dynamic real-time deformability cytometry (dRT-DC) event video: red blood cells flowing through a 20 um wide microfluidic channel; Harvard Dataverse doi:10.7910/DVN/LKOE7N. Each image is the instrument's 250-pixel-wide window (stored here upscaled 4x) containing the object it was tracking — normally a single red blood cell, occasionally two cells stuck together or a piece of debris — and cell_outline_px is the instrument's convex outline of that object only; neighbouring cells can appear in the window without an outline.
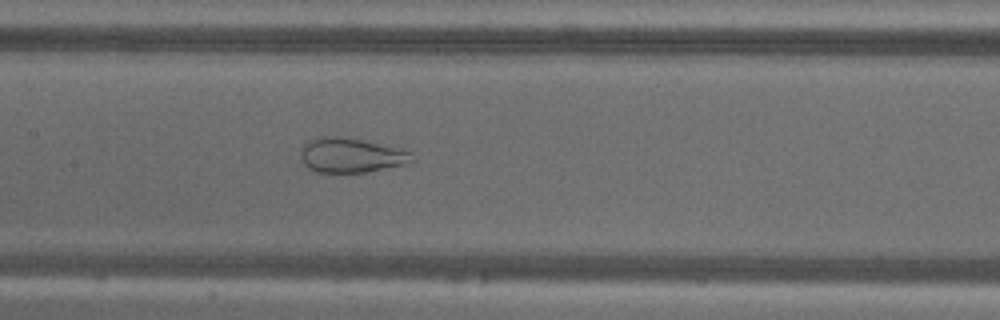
{"species": "common noctule bat (a hibernating species)", "species_latin": "Nyctalus noctula", "temperature_condition": "warm", "stored_images_in_passage": 50, "camera_frame_rate_fps": 3000, "um_per_image_px": 0.085, "animal": {"sex": "male", "body_mass_g": 18.8}, "frame": {"image": 1, "passage_image": 21, "time_ms": 6.667, "image_size_px": [1000, 320], "cell_outline_px": [[416, 160], [404, 164], [364, 172], [316, 172], [308, 168], [304, 164], [300, 148], [304, 144], [320, 136], [344, 136], [400, 148], [408, 152]], "centroid_in_image_um": [29.82, 13.19], "position_along_channel_um": 177.6, "area_um2": 22.25}}
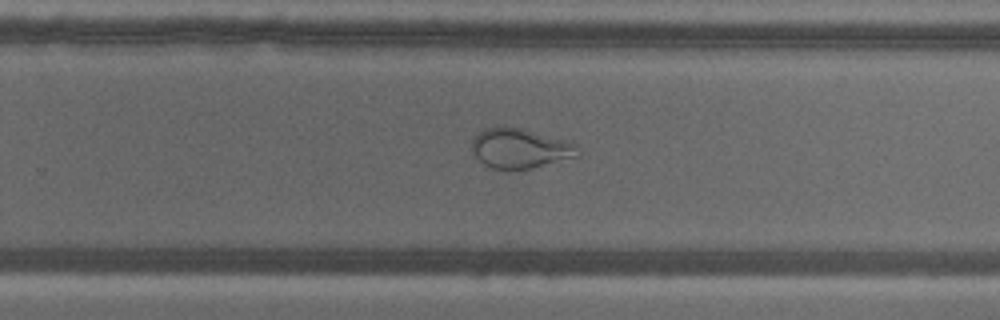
{"frame": {"image": 2, "passage_image": 30, "time_ms": 9.667, "image_size_px": [1000, 320], "cell_outline_px": [[580, 156], [532, 168], [492, 168], [484, 164], [472, 152], [472, 136], [484, 128], [504, 124], [524, 128], [572, 140], [576, 144], [580, 152]], "centroid_in_image_um": [44.24, 12.55], "position_along_channel_um": 285.6, "area_um2": 25.32}}
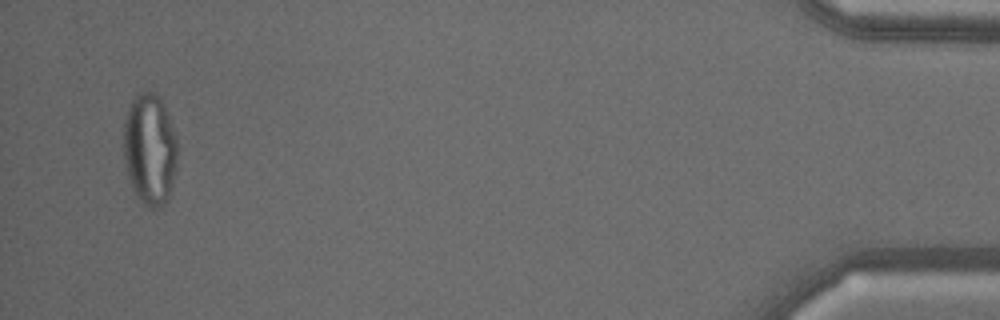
{"frame": {"image": 3, "passage_image": 48, "time_ms": 15.667, "image_size_px": [1000, 320], "cell_outline_px": [[176, 172], [168, 200], [160, 208], [148, 208], [140, 204], [132, 188], [128, 176], [124, 160], [124, 120], [128, 108], [136, 92], [148, 88], [156, 92], [160, 96], [176, 136]], "centroid_in_image_um": [12.72, 12.68], "position_along_channel_um": 422.5, "area_um2": 35.72}}